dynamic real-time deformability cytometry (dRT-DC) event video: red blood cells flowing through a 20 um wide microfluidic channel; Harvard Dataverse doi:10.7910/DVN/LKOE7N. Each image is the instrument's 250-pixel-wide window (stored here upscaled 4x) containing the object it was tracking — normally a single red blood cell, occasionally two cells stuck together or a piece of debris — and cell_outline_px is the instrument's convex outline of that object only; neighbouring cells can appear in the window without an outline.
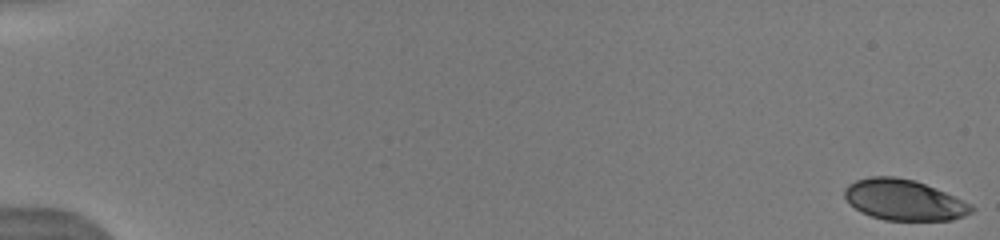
{"species": "human", "species_latin": "Homo sapiens", "temperature_condition": "warm", "stored_images_in_passage": 32, "camera_frame_rate_fps": 3000, "um_per_image_px": 0.085, "donor": {"sex": "male"}, "frame": {"image": 1, "passage_image": 1, "time_ms": 0.0, "image_size_px": [1000, 240], "cell_outline_px": [[976, 208], [972, 212], [964, 216], [952, 220], [884, 220], [860, 212], [844, 196], [844, 188], [848, 184], [856, 180], [872, 176], [896, 176], [916, 180], [972, 204]], "centroid_in_image_um": [76.84, 16.99], "position_along_channel_um": 8.2, "area_um2": 30.11}}
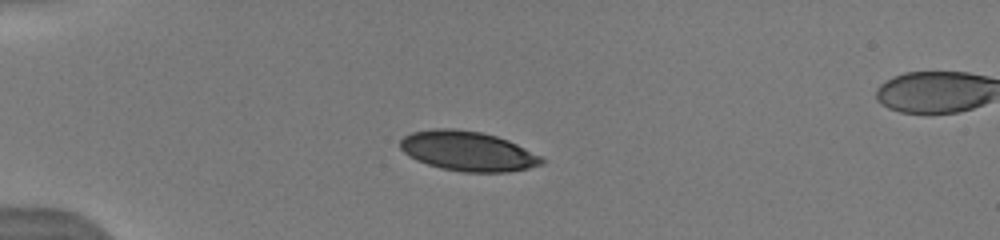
{"frame": {"image": 2, "passage_image": 13, "time_ms": 4.667, "image_size_px": [1000, 240], "cell_outline_px": [[544, 164], [528, 168], [508, 172], [464, 172], [440, 168], [416, 160], [408, 156], [400, 148], [400, 140], [404, 136], [412, 132], [432, 128], [456, 128], [480, 132], [496, 136], [508, 140], [540, 156], [544, 160]], "centroid_in_image_um": [39.73, 12.84], "position_along_channel_um": 45.3, "area_um2": 32.77}}
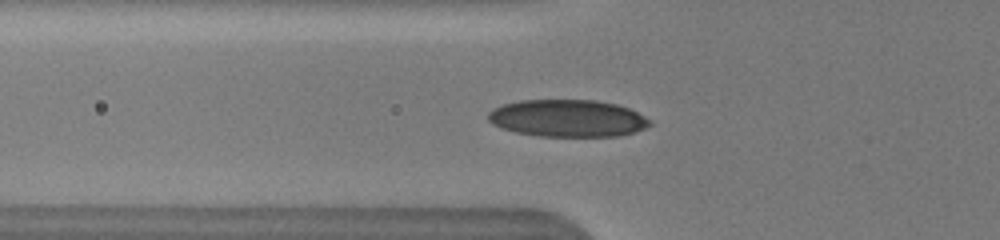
{"frame": {"image": 3, "passage_image": 20, "time_ms": 6.333, "image_size_px": [1000, 240], "cell_outline_px": [[652, 124], [644, 128], [620, 136], [540, 136], [516, 132], [492, 124], [488, 120], [488, 112], [492, 108], [504, 104], [520, 100], [596, 100], [616, 104], [628, 108], [652, 120]], "centroid_in_image_um": [48.24, 10.05], "position_along_channel_um": 77.6, "area_um2": 34.97}}